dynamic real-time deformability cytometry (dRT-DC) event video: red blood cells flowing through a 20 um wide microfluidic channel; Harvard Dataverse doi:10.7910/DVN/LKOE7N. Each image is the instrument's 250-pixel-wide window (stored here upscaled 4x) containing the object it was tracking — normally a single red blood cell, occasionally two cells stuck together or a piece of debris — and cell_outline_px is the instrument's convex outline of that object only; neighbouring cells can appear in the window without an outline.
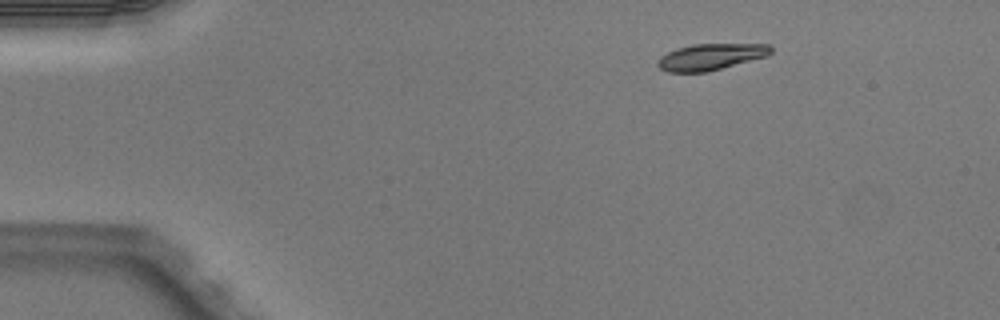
{"species": "Egyptian fruit bat (a non-hibernating species)", "species_latin": "Rousettus aegyptiacus", "temperature_condition": "warm", "stored_images_in_passage": 2, "camera_frame_rate_fps": 3000, "um_per_image_px": 0.085, "animal": {"sex": "male"}, "frame": {"image": 1, "passage_image": 1, "time_ms": 0.0, "image_size_px": [1000, 320], "cell_outline_px": [[772, 52], [768, 56], [704, 72], [668, 72], [660, 68], [656, 64], [660, 56], [676, 48], [692, 44], [768, 44], [772, 48]], "centroid_in_image_um": [60.39, 4.82], "position_along_channel_um": 24.6, "area_um2": 17.28}}